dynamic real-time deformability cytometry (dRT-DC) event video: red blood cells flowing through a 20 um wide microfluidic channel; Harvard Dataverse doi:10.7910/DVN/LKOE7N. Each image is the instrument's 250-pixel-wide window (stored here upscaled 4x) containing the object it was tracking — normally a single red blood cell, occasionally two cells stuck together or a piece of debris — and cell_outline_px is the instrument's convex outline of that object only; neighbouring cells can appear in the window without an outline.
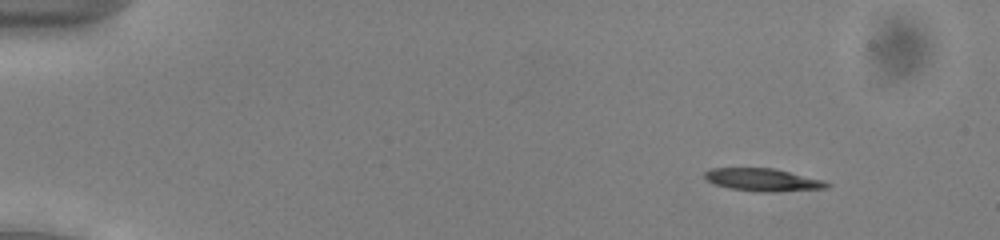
{"species": "common noctule bat (a hibernating species)", "species_latin": "Nyctalus noctula", "temperature_condition": "cold", "stored_images_in_passage": 53, "camera_frame_rate_fps": 3000, "um_per_image_px": 0.085, "animal": {"sex": "male", "body_mass_g": 13.0, "forearm_length_mm": 53.1}, "frame": {"image": 1, "passage_image": 7, "time_ms": 2.0, "image_size_px": [1000, 240], "cell_outline_px": [[832, 184], [828, 188], [768, 192], [752, 192], [728, 188], [712, 184], [704, 176], [704, 172], [712, 168], [776, 168], [824, 180]], "centroid_in_image_um": [64.85, 15.29], "position_along_channel_um": 20.2, "area_um2": 16.42}}
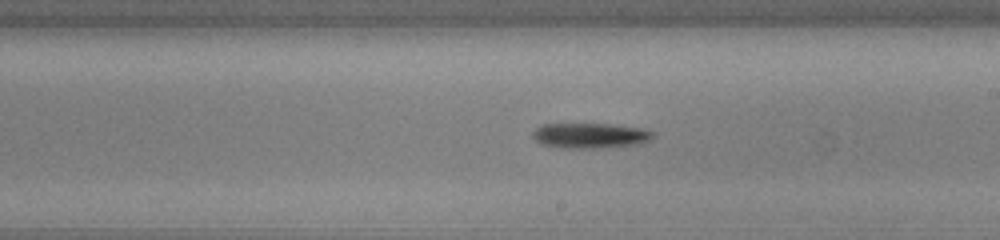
{"frame": {"image": 2, "passage_image": 32, "time_ms": 10.333, "image_size_px": [1000, 240], "cell_outline_px": [[652, 136], [648, 140], [636, 144], [600, 148], [564, 148], [540, 144], [532, 136], [532, 132], [540, 124], [608, 124], [640, 128], [652, 132]], "centroid_in_image_um": [50.07, 11.52], "position_along_channel_um": 238.9, "area_um2": 17.46}}
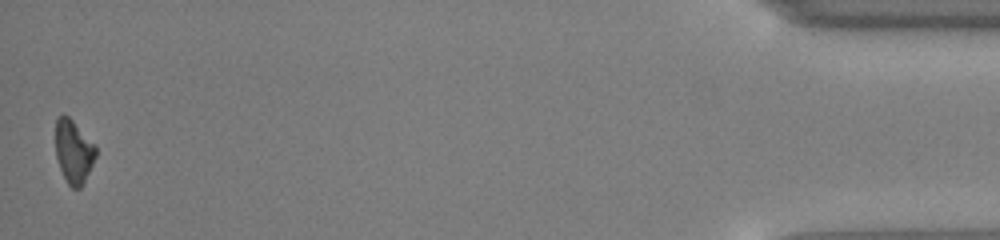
{"frame": {"image": 3, "passage_image": 53, "time_ms": 17.333, "image_size_px": [1000, 240], "cell_outline_px": [[96, 156], [80, 188], [72, 188], [68, 184], [60, 168], [56, 156], [56, 116], [64, 112], [96, 144]], "centroid_in_image_um": [6.25, 12.82], "position_along_channel_um": 429.0, "area_um2": 14.8}, "authors_computed_cell_mechanics": {"area_um2": 16.4152, "velocity_mm_per_s": 3.9405, "shape_relaxation_time_tau1_ms": 1.3991, "shape_relaxation_time_tau2_ms": null, "deformation_change_tau1": 0.0997, "deformation_change_tau2": null}}